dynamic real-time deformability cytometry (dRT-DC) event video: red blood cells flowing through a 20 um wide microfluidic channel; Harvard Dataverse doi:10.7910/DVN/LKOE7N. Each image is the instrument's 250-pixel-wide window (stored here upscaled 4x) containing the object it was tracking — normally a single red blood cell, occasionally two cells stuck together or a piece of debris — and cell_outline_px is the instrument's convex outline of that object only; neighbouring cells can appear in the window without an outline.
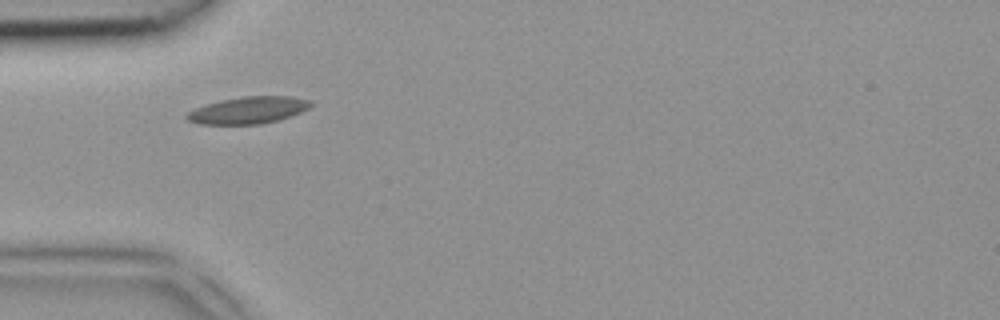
{"species": "common noctule bat (a hibernating species)", "species_latin": "Nyctalus noctula", "temperature_condition": "room temperature", "stored_images_in_passage": 1, "camera_frame_rate_fps": 3000, "um_per_image_px": 0.085, "animal": {"sex": "female", "body_mass_g": 18.4}, "frame": {"image": 1, "passage_image": 1, "time_ms": 0.0, "image_size_px": [1000, 320], "cell_outline_px": [[312, 104], [308, 108], [300, 112], [276, 120], [260, 124], [200, 124], [188, 120], [184, 116], [188, 112], [196, 108], [220, 100], [244, 96], [292, 96], [308, 100]], "centroid_in_image_um": [21.07, 9.36], "position_along_channel_um": 63.9, "area_um2": 19.13}}